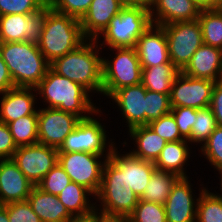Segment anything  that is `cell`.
Instances as JSON below:
<instances>
[{"mask_svg": "<svg viewBox=\"0 0 222 222\" xmlns=\"http://www.w3.org/2000/svg\"><path fill=\"white\" fill-rule=\"evenodd\" d=\"M35 90L36 94L43 99L42 103L48 105L46 108H57L72 113L80 119L102 113V110L91 102L89 97L91 93L87 89L57 74L51 68L47 70L45 77L35 87Z\"/></svg>", "mask_w": 222, "mask_h": 222, "instance_id": "cell-1", "label": "cell"}, {"mask_svg": "<svg viewBox=\"0 0 222 222\" xmlns=\"http://www.w3.org/2000/svg\"><path fill=\"white\" fill-rule=\"evenodd\" d=\"M101 49L95 39H87L75 50L55 59L50 63V68L89 92L102 95L103 57L99 56Z\"/></svg>", "mask_w": 222, "mask_h": 222, "instance_id": "cell-2", "label": "cell"}, {"mask_svg": "<svg viewBox=\"0 0 222 222\" xmlns=\"http://www.w3.org/2000/svg\"><path fill=\"white\" fill-rule=\"evenodd\" d=\"M95 199L100 203L95 205L98 211L125 218L139 202L140 198L127 184L126 168L112 154L104 164L101 186Z\"/></svg>", "mask_w": 222, "mask_h": 222, "instance_id": "cell-3", "label": "cell"}, {"mask_svg": "<svg viewBox=\"0 0 222 222\" xmlns=\"http://www.w3.org/2000/svg\"><path fill=\"white\" fill-rule=\"evenodd\" d=\"M86 40L80 20L53 10L47 3V16L37 46L49 63L75 50Z\"/></svg>", "mask_w": 222, "mask_h": 222, "instance_id": "cell-4", "label": "cell"}, {"mask_svg": "<svg viewBox=\"0 0 222 222\" xmlns=\"http://www.w3.org/2000/svg\"><path fill=\"white\" fill-rule=\"evenodd\" d=\"M0 53L15 87L35 88L50 68V63L33 43L0 42Z\"/></svg>", "mask_w": 222, "mask_h": 222, "instance_id": "cell-5", "label": "cell"}, {"mask_svg": "<svg viewBox=\"0 0 222 222\" xmlns=\"http://www.w3.org/2000/svg\"><path fill=\"white\" fill-rule=\"evenodd\" d=\"M151 24L150 10L140 6H124L95 40L101 48L135 47L138 38ZM101 36L102 43L99 40Z\"/></svg>", "mask_w": 222, "mask_h": 222, "instance_id": "cell-6", "label": "cell"}, {"mask_svg": "<svg viewBox=\"0 0 222 222\" xmlns=\"http://www.w3.org/2000/svg\"><path fill=\"white\" fill-rule=\"evenodd\" d=\"M113 59H102V94L107 98L115 91L141 83L142 66L135 47L109 48Z\"/></svg>", "mask_w": 222, "mask_h": 222, "instance_id": "cell-7", "label": "cell"}, {"mask_svg": "<svg viewBox=\"0 0 222 222\" xmlns=\"http://www.w3.org/2000/svg\"><path fill=\"white\" fill-rule=\"evenodd\" d=\"M91 116L78 122L74 130L65 138L58 152H87L104 157L111 155L115 143L112 139L107 140L105 126L94 118L93 114Z\"/></svg>", "mask_w": 222, "mask_h": 222, "instance_id": "cell-8", "label": "cell"}, {"mask_svg": "<svg viewBox=\"0 0 222 222\" xmlns=\"http://www.w3.org/2000/svg\"><path fill=\"white\" fill-rule=\"evenodd\" d=\"M102 157L87 152H58V163L71 181L88 189L94 199L101 186L104 164L109 158Z\"/></svg>", "mask_w": 222, "mask_h": 222, "instance_id": "cell-9", "label": "cell"}, {"mask_svg": "<svg viewBox=\"0 0 222 222\" xmlns=\"http://www.w3.org/2000/svg\"><path fill=\"white\" fill-rule=\"evenodd\" d=\"M162 27L168 42L169 59L181 72L203 44L201 26L196 19L169 23Z\"/></svg>", "mask_w": 222, "mask_h": 222, "instance_id": "cell-10", "label": "cell"}, {"mask_svg": "<svg viewBox=\"0 0 222 222\" xmlns=\"http://www.w3.org/2000/svg\"><path fill=\"white\" fill-rule=\"evenodd\" d=\"M47 16V4L33 14L0 16V42H29L38 44Z\"/></svg>", "mask_w": 222, "mask_h": 222, "instance_id": "cell-11", "label": "cell"}, {"mask_svg": "<svg viewBox=\"0 0 222 222\" xmlns=\"http://www.w3.org/2000/svg\"><path fill=\"white\" fill-rule=\"evenodd\" d=\"M12 160L36 186L58 163V149L40 143L18 146Z\"/></svg>", "mask_w": 222, "mask_h": 222, "instance_id": "cell-12", "label": "cell"}, {"mask_svg": "<svg viewBox=\"0 0 222 222\" xmlns=\"http://www.w3.org/2000/svg\"><path fill=\"white\" fill-rule=\"evenodd\" d=\"M216 82L190 77L180 72L172 83L170 93L171 107H209Z\"/></svg>", "mask_w": 222, "mask_h": 222, "instance_id": "cell-13", "label": "cell"}, {"mask_svg": "<svg viewBox=\"0 0 222 222\" xmlns=\"http://www.w3.org/2000/svg\"><path fill=\"white\" fill-rule=\"evenodd\" d=\"M81 119L57 108L38 109V143L59 149Z\"/></svg>", "mask_w": 222, "mask_h": 222, "instance_id": "cell-14", "label": "cell"}, {"mask_svg": "<svg viewBox=\"0 0 222 222\" xmlns=\"http://www.w3.org/2000/svg\"><path fill=\"white\" fill-rule=\"evenodd\" d=\"M189 177H180L172 186L164 207L167 222H195L199 197L194 199Z\"/></svg>", "mask_w": 222, "mask_h": 222, "instance_id": "cell-15", "label": "cell"}, {"mask_svg": "<svg viewBox=\"0 0 222 222\" xmlns=\"http://www.w3.org/2000/svg\"><path fill=\"white\" fill-rule=\"evenodd\" d=\"M142 68L172 63L164 28L151 24L138 38L135 46Z\"/></svg>", "mask_w": 222, "mask_h": 222, "instance_id": "cell-16", "label": "cell"}, {"mask_svg": "<svg viewBox=\"0 0 222 222\" xmlns=\"http://www.w3.org/2000/svg\"><path fill=\"white\" fill-rule=\"evenodd\" d=\"M146 88L140 83L113 92L109 97L126 119L128 129L146 125Z\"/></svg>", "mask_w": 222, "mask_h": 222, "instance_id": "cell-17", "label": "cell"}, {"mask_svg": "<svg viewBox=\"0 0 222 222\" xmlns=\"http://www.w3.org/2000/svg\"><path fill=\"white\" fill-rule=\"evenodd\" d=\"M34 186L12 159H0V205L27 200Z\"/></svg>", "mask_w": 222, "mask_h": 222, "instance_id": "cell-18", "label": "cell"}, {"mask_svg": "<svg viewBox=\"0 0 222 222\" xmlns=\"http://www.w3.org/2000/svg\"><path fill=\"white\" fill-rule=\"evenodd\" d=\"M34 92V94H33ZM35 88L14 87L2 94L0 121L8 124L23 116L38 114Z\"/></svg>", "mask_w": 222, "mask_h": 222, "instance_id": "cell-19", "label": "cell"}, {"mask_svg": "<svg viewBox=\"0 0 222 222\" xmlns=\"http://www.w3.org/2000/svg\"><path fill=\"white\" fill-rule=\"evenodd\" d=\"M190 77L222 80V50L203 43L181 71Z\"/></svg>", "mask_w": 222, "mask_h": 222, "instance_id": "cell-20", "label": "cell"}, {"mask_svg": "<svg viewBox=\"0 0 222 222\" xmlns=\"http://www.w3.org/2000/svg\"><path fill=\"white\" fill-rule=\"evenodd\" d=\"M149 10L152 24L160 26L196 20L201 11L193 0H155Z\"/></svg>", "mask_w": 222, "mask_h": 222, "instance_id": "cell-21", "label": "cell"}, {"mask_svg": "<svg viewBox=\"0 0 222 222\" xmlns=\"http://www.w3.org/2000/svg\"><path fill=\"white\" fill-rule=\"evenodd\" d=\"M123 7L119 0H92L87 13L80 20L84 36L96 39Z\"/></svg>", "mask_w": 222, "mask_h": 222, "instance_id": "cell-22", "label": "cell"}, {"mask_svg": "<svg viewBox=\"0 0 222 222\" xmlns=\"http://www.w3.org/2000/svg\"><path fill=\"white\" fill-rule=\"evenodd\" d=\"M117 149L115 146L111 154L126 168L127 184L141 198L156 169L154 162L139 159L130 152L119 154Z\"/></svg>", "mask_w": 222, "mask_h": 222, "instance_id": "cell-23", "label": "cell"}, {"mask_svg": "<svg viewBox=\"0 0 222 222\" xmlns=\"http://www.w3.org/2000/svg\"><path fill=\"white\" fill-rule=\"evenodd\" d=\"M27 201L42 222H67L72 215L58 199L34 186Z\"/></svg>", "mask_w": 222, "mask_h": 222, "instance_id": "cell-24", "label": "cell"}, {"mask_svg": "<svg viewBox=\"0 0 222 222\" xmlns=\"http://www.w3.org/2000/svg\"><path fill=\"white\" fill-rule=\"evenodd\" d=\"M189 144L187 139L167 142L154 162L156 169L172 172L179 177H188L184 166L185 164L187 165L188 159H190L191 151Z\"/></svg>", "mask_w": 222, "mask_h": 222, "instance_id": "cell-25", "label": "cell"}, {"mask_svg": "<svg viewBox=\"0 0 222 222\" xmlns=\"http://www.w3.org/2000/svg\"><path fill=\"white\" fill-rule=\"evenodd\" d=\"M128 134L133 139L135 148L129 151L139 159L155 162L160 152L166 145V140L153 132L148 125L128 129Z\"/></svg>", "mask_w": 222, "mask_h": 222, "instance_id": "cell-26", "label": "cell"}, {"mask_svg": "<svg viewBox=\"0 0 222 222\" xmlns=\"http://www.w3.org/2000/svg\"><path fill=\"white\" fill-rule=\"evenodd\" d=\"M179 73L172 63L142 68L141 84L146 90L170 94L172 83Z\"/></svg>", "mask_w": 222, "mask_h": 222, "instance_id": "cell-27", "label": "cell"}, {"mask_svg": "<svg viewBox=\"0 0 222 222\" xmlns=\"http://www.w3.org/2000/svg\"><path fill=\"white\" fill-rule=\"evenodd\" d=\"M91 195L93 194L88 189L71 181L57 196L68 212L77 216L88 214L95 209L96 202L92 203L89 199Z\"/></svg>", "mask_w": 222, "mask_h": 222, "instance_id": "cell-28", "label": "cell"}, {"mask_svg": "<svg viewBox=\"0 0 222 222\" xmlns=\"http://www.w3.org/2000/svg\"><path fill=\"white\" fill-rule=\"evenodd\" d=\"M179 178L172 172L155 169L140 199L164 205L171 193L172 186Z\"/></svg>", "mask_w": 222, "mask_h": 222, "instance_id": "cell-29", "label": "cell"}, {"mask_svg": "<svg viewBox=\"0 0 222 222\" xmlns=\"http://www.w3.org/2000/svg\"><path fill=\"white\" fill-rule=\"evenodd\" d=\"M197 19L203 43L222 50V12L219 9L201 10Z\"/></svg>", "mask_w": 222, "mask_h": 222, "instance_id": "cell-30", "label": "cell"}, {"mask_svg": "<svg viewBox=\"0 0 222 222\" xmlns=\"http://www.w3.org/2000/svg\"><path fill=\"white\" fill-rule=\"evenodd\" d=\"M8 126L17 147L38 143V114L23 116Z\"/></svg>", "mask_w": 222, "mask_h": 222, "instance_id": "cell-31", "label": "cell"}, {"mask_svg": "<svg viewBox=\"0 0 222 222\" xmlns=\"http://www.w3.org/2000/svg\"><path fill=\"white\" fill-rule=\"evenodd\" d=\"M200 188L195 222H222V196Z\"/></svg>", "mask_w": 222, "mask_h": 222, "instance_id": "cell-32", "label": "cell"}, {"mask_svg": "<svg viewBox=\"0 0 222 222\" xmlns=\"http://www.w3.org/2000/svg\"><path fill=\"white\" fill-rule=\"evenodd\" d=\"M217 127L216 118L210 107L197 109V116L188 139L190 144H204Z\"/></svg>", "mask_w": 222, "mask_h": 222, "instance_id": "cell-33", "label": "cell"}, {"mask_svg": "<svg viewBox=\"0 0 222 222\" xmlns=\"http://www.w3.org/2000/svg\"><path fill=\"white\" fill-rule=\"evenodd\" d=\"M128 222H167L165 207L159 203L139 199L133 212L127 217Z\"/></svg>", "mask_w": 222, "mask_h": 222, "instance_id": "cell-34", "label": "cell"}, {"mask_svg": "<svg viewBox=\"0 0 222 222\" xmlns=\"http://www.w3.org/2000/svg\"><path fill=\"white\" fill-rule=\"evenodd\" d=\"M146 125L171 112L170 94L146 90Z\"/></svg>", "mask_w": 222, "mask_h": 222, "instance_id": "cell-35", "label": "cell"}, {"mask_svg": "<svg viewBox=\"0 0 222 222\" xmlns=\"http://www.w3.org/2000/svg\"><path fill=\"white\" fill-rule=\"evenodd\" d=\"M70 182L68 174L57 163L36 186L46 193L57 196Z\"/></svg>", "mask_w": 222, "mask_h": 222, "instance_id": "cell-36", "label": "cell"}, {"mask_svg": "<svg viewBox=\"0 0 222 222\" xmlns=\"http://www.w3.org/2000/svg\"><path fill=\"white\" fill-rule=\"evenodd\" d=\"M200 150L214 169L222 166V126L216 127Z\"/></svg>", "mask_w": 222, "mask_h": 222, "instance_id": "cell-37", "label": "cell"}, {"mask_svg": "<svg viewBox=\"0 0 222 222\" xmlns=\"http://www.w3.org/2000/svg\"><path fill=\"white\" fill-rule=\"evenodd\" d=\"M48 0H0V16L8 14H33L40 11Z\"/></svg>", "mask_w": 222, "mask_h": 222, "instance_id": "cell-38", "label": "cell"}, {"mask_svg": "<svg viewBox=\"0 0 222 222\" xmlns=\"http://www.w3.org/2000/svg\"><path fill=\"white\" fill-rule=\"evenodd\" d=\"M148 126L153 132L165 139L166 142L185 140L181 136L176 121L171 113L149 122Z\"/></svg>", "mask_w": 222, "mask_h": 222, "instance_id": "cell-39", "label": "cell"}, {"mask_svg": "<svg viewBox=\"0 0 222 222\" xmlns=\"http://www.w3.org/2000/svg\"><path fill=\"white\" fill-rule=\"evenodd\" d=\"M92 0H48V5L55 11L81 20L87 13Z\"/></svg>", "mask_w": 222, "mask_h": 222, "instance_id": "cell-40", "label": "cell"}, {"mask_svg": "<svg viewBox=\"0 0 222 222\" xmlns=\"http://www.w3.org/2000/svg\"><path fill=\"white\" fill-rule=\"evenodd\" d=\"M9 222H42L27 200L4 205Z\"/></svg>", "mask_w": 222, "mask_h": 222, "instance_id": "cell-41", "label": "cell"}, {"mask_svg": "<svg viewBox=\"0 0 222 222\" xmlns=\"http://www.w3.org/2000/svg\"><path fill=\"white\" fill-rule=\"evenodd\" d=\"M170 113L176 121L181 136L188 140L191 137L197 109L192 107H173Z\"/></svg>", "mask_w": 222, "mask_h": 222, "instance_id": "cell-42", "label": "cell"}, {"mask_svg": "<svg viewBox=\"0 0 222 222\" xmlns=\"http://www.w3.org/2000/svg\"><path fill=\"white\" fill-rule=\"evenodd\" d=\"M16 150L8 124L0 121V159H12Z\"/></svg>", "mask_w": 222, "mask_h": 222, "instance_id": "cell-43", "label": "cell"}, {"mask_svg": "<svg viewBox=\"0 0 222 222\" xmlns=\"http://www.w3.org/2000/svg\"><path fill=\"white\" fill-rule=\"evenodd\" d=\"M209 107L216 118L217 126H222V80L214 85Z\"/></svg>", "mask_w": 222, "mask_h": 222, "instance_id": "cell-44", "label": "cell"}, {"mask_svg": "<svg viewBox=\"0 0 222 222\" xmlns=\"http://www.w3.org/2000/svg\"><path fill=\"white\" fill-rule=\"evenodd\" d=\"M13 79L0 53V95L14 88Z\"/></svg>", "mask_w": 222, "mask_h": 222, "instance_id": "cell-45", "label": "cell"}, {"mask_svg": "<svg viewBox=\"0 0 222 222\" xmlns=\"http://www.w3.org/2000/svg\"><path fill=\"white\" fill-rule=\"evenodd\" d=\"M200 10L218 9L222 0H193Z\"/></svg>", "mask_w": 222, "mask_h": 222, "instance_id": "cell-46", "label": "cell"}, {"mask_svg": "<svg viewBox=\"0 0 222 222\" xmlns=\"http://www.w3.org/2000/svg\"><path fill=\"white\" fill-rule=\"evenodd\" d=\"M67 222H97V209L85 215L72 216Z\"/></svg>", "mask_w": 222, "mask_h": 222, "instance_id": "cell-47", "label": "cell"}, {"mask_svg": "<svg viewBox=\"0 0 222 222\" xmlns=\"http://www.w3.org/2000/svg\"><path fill=\"white\" fill-rule=\"evenodd\" d=\"M97 222H128L127 218L122 216L108 215L97 210Z\"/></svg>", "mask_w": 222, "mask_h": 222, "instance_id": "cell-48", "label": "cell"}, {"mask_svg": "<svg viewBox=\"0 0 222 222\" xmlns=\"http://www.w3.org/2000/svg\"><path fill=\"white\" fill-rule=\"evenodd\" d=\"M124 6H140L147 8L152 7L155 0H119Z\"/></svg>", "mask_w": 222, "mask_h": 222, "instance_id": "cell-49", "label": "cell"}, {"mask_svg": "<svg viewBox=\"0 0 222 222\" xmlns=\"http://www.w3.org/2000/svg\"><path fill=\"white\" fill-rule=\"evenodd\" d=\"M0 222H9L7 209L4 205H0Z\"/></svg>", "mask_w": 222, "mask_h": 222, "instance_id": "cell-50", "label": "cell"}, {"mask_svg": "<svg viewBox=\"0 0 222 222\" xmlns=\"http://www.w3.org/2000/svg\"><path fill=\"white\" fill-rule=\"evenodd\" d=\"M216 170L219 172L220 178H221V181H220V191H221V194H218V193H216V194L219 195V196H222V166L217 168Z\"/></svg>", "mask_w": 222, "mask_h": 222, "instance_id": "cell-51", "label": "cell"}, {"mask_svg": "<svg viewBox=\"0 0 222 222\" xmlns=\"http://www.w3.org/2000/svg\"><path fill=\"white\" fill-rule=\"evenodd\" d=\"M218 9L222 12V5Z\"/></svg>", "mask_w": 222, "mask_h": 222, "instance_id": "cell-52", "label": "cell"}]
</instances>
